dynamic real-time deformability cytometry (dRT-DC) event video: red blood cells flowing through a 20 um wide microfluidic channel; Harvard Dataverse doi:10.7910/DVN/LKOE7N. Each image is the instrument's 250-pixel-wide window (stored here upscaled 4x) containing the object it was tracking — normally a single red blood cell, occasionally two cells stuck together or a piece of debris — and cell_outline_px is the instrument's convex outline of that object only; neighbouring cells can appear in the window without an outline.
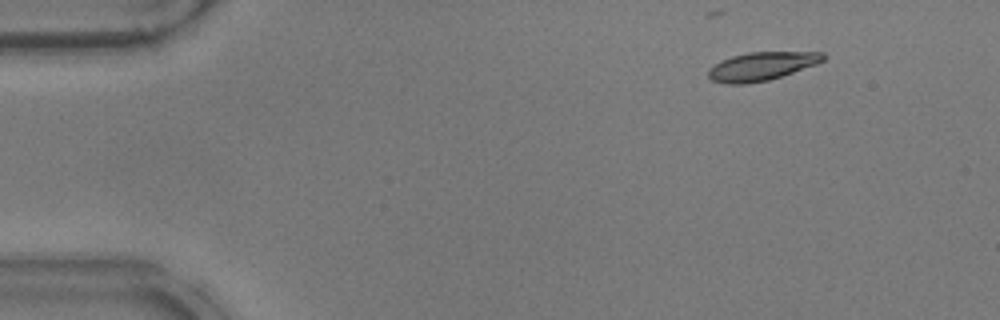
{"species": "common noctule bat (a hibernating species)", "species_latin": "Nyctalus noctula", "temperature_condition": "warm", "stored_images_in_passage": 14, "camera_frame_rate_fps": 3000, "um_per_image_px": 0.085, "animal": {"sex": "male", "body_mass_g": 17.9}, "frame": {"image": 1, "passage_image": 7, "time_ms": 2.0, "image_size_px": [1000, 320], "cell_outline_px": [[828, 56], [824, 60], [816, 64], [768, 80], [744, 84], [728, 84], [712, 80], [708, 76], [708, 68], [720, 60], [732, 56], [748, 52], [824, 52]], "centroid_in_image_um": [64.72, 5.62], "position_along_channel_um": 20.3, "area_um2": 18.96}}